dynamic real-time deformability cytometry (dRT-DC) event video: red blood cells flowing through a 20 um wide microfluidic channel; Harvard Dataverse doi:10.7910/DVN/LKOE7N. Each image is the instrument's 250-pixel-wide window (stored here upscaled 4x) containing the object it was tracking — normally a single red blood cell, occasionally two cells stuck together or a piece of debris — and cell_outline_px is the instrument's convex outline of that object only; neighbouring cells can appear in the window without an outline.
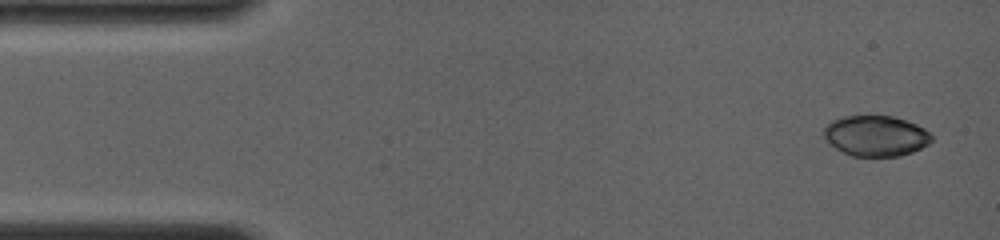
{"species": "common noctule bat (a hibernating species)", "species_latin": "Nyctalus noctula", "temperature_condition": "room temperature", "stored_images_in_passage": 33, "camera_frame_rate_fps": 4000, "um_per_image_px": 0.085, "animal": {"sex": "female", "body_mass_g": 19.0, "forearm_length_mm": 56.7}, "frame": {"image": 1, "passage_image": 1, "time_ms": 0.0, "image_size_px": [1000, 240], "cell_outline_px": [[932, 140], [928, 144], [912, 152], [900, 156], [852, 156], [836, 148], [824, 136], [824, 128], [832, 120], [844, 116], [892, 116], [916, 124], [924, 128], [932, 136]], "centroid_in_image_um": [74.46, 11.55], "position_along_channel_um": 10.5, "area_um2": 25.2}}
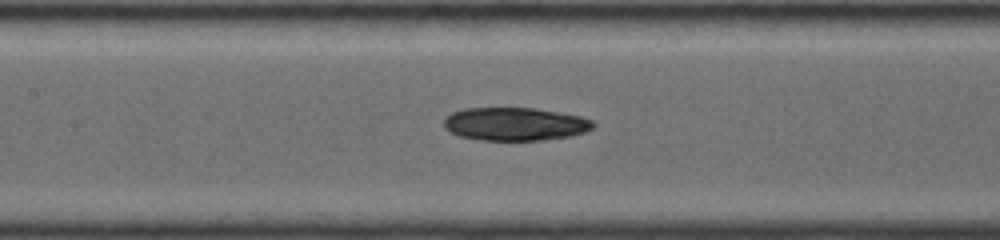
{"frame": {"image": 2, "passage_image": 14, "time_ms": 6.5, "image_size_px": [1000, 240], "cell_outline_px": [[596, 124], [592, 128], [584, 132], [572, 136], [544, 140], [484, 140], [460, 136], [444, 128], [444, 120], [452, 112], [464, 108], [536, 108], [580, 116], [592, 120]], "centroid_in_image_um": [43.8, 10.54], "position_along_channel_um": 163.6, "area_um2": 28.78}}
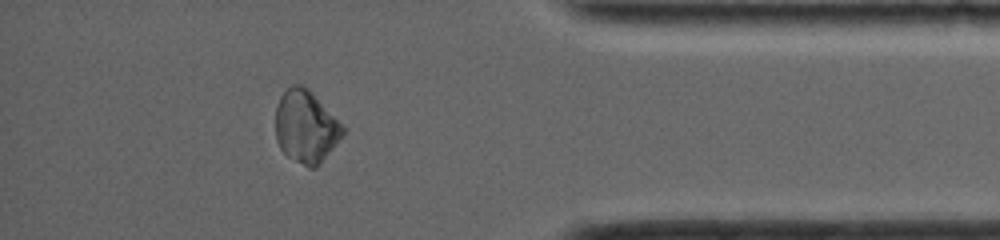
{"frame": {"image": 3, "passage_image": 28, "time_ms": 13.0, "image_size_px": [1000, 240], "cell_outline_px": [[344, 132], [336, 144], [320, 164], [316, 168], [308, 168], [288, 156], [280, 148], [276, 140], [276, 108], [280, 96], [292, 84], [300, 84], [308, 88], [312, 92], [344, 128]], "centroid_in_image_um": [25.97, 10.78], "position_along_channel_um": 409.2, "area_um2": 28.03}, "authors_computed_cell_mechanics": {"area_um2": 29.3624, "velocity_mm_per_s": 4.0208, "shape_relaxation_time_tau1_ms": 8.0226, "shape_relaxation_time_tau2_ms": null, "deformation_change_tau1": 0.1904, "deformation_change_tau2": null}}